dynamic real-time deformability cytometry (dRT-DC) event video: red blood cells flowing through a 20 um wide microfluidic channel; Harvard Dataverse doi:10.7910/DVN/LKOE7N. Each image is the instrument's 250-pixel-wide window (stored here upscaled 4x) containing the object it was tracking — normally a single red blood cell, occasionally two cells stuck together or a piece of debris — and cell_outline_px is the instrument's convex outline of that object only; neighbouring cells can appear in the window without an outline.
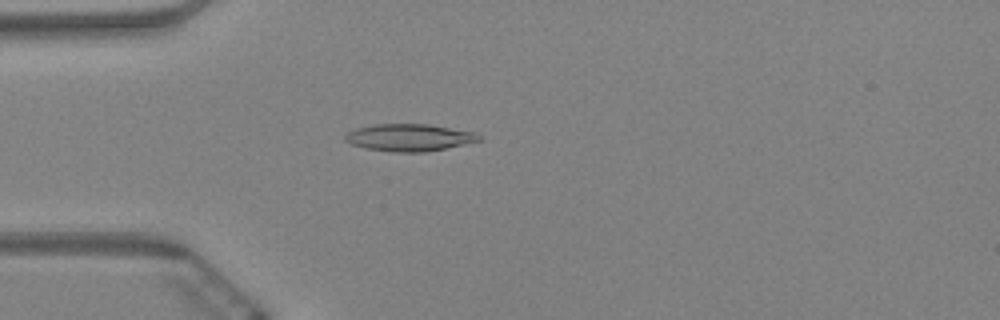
{"species": "Egyptian fruit bat (a non-hibernating species)", "species_latin": "Rousettus aegyptiacus", "temperature_condition": "warm", "stored_images_in_passage": 60, "camera_frame_rate_fps": 3000, "um_per_image_px": 0.085, "animal": {"sex": "female"}, "frame": {"image": 1, "passage_image": 17, "time_ms": 5.333, "image_size_px": [1000, 320], "cell_outline_px": [[480, 140], [444, 148], [424, 152], [392, 152], [364, 148], [352, 144], [344, 140], [344, 136], [348, 132], [356, 128], [372, 124], [428, 124], [476, 132], [480, 136]], "centroid_in_image_um": [34.74, 11.68], "position_along_channel_um": 50.3, "area_um2": 21.1}}
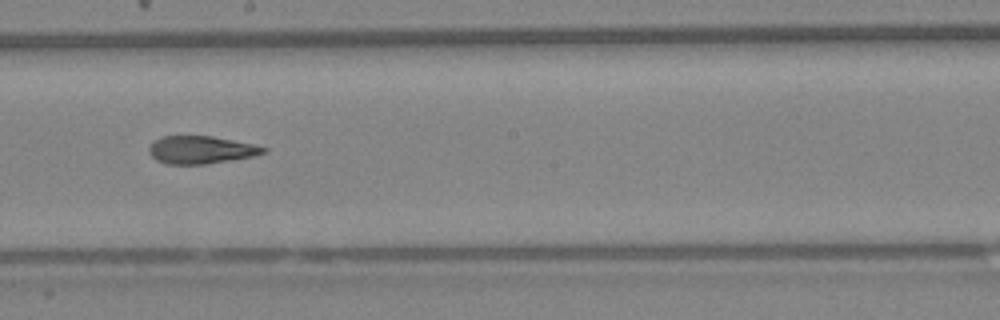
{"frame": {"image": 2, "passage_image": 34, "time_ms": 11.0, "image_size_px": [1000, 320], "cell_outline_px": [[268, 148], [264, 152], [252, 156], [204, 164], [168, 164], [156, 160], [148, 152], [148, 148], [160, 136], [212, 136], [252, 144]], "centroid_in_image_um": [17.03, 12.73], "position_along_channel_um": 231.2, "area_um2": 18.15}}
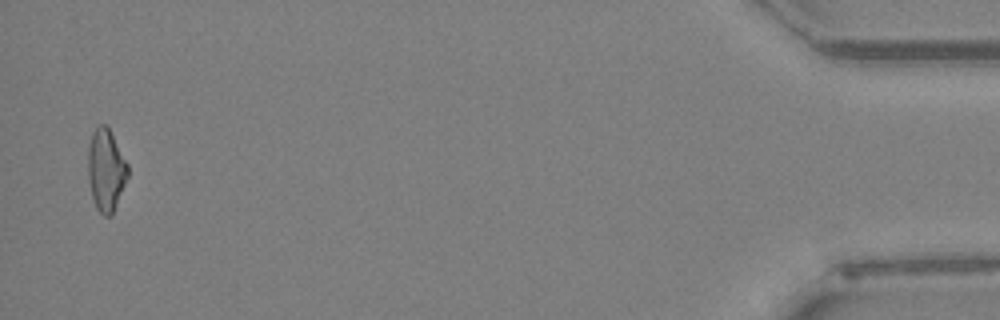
{"frame": {"image": 3, "passage_image": 59, "time_ms": 19.333, "image_size_px": [1000, 320], "cell_outline_px": [[128, 176], [112, 212], [108, 216], [104, 216], [96, 208], [92, 196], [88, 180], [88, 148], [92, 132], [96, 124], [108, 124], [128, 164]], "centroid_in_image_um": [8.99, 14.36], "position_along_channel_um": 426.2, "area_um2": 19.07}, "authors_computed_cell_mechanics": {"area_um2": 19.3341, "velocity_mm_per_s": 3.4069, "shape_relaxation_time_tau1_ms": null, "shape_relaxation_time_tau2_ms": 4.3615, "deformation_change_tau1": null, "deformation_change_tau2": 0.148}}